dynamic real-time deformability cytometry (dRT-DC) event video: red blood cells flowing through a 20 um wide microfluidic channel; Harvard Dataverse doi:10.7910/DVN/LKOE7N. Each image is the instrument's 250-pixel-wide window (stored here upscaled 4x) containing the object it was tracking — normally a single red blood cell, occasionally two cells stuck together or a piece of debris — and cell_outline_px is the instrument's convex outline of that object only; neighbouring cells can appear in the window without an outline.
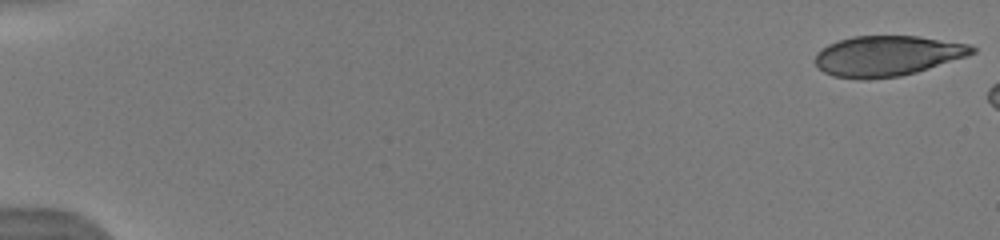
{"species": "human", "species_latin": "Homo sapiens", "temperature_condition": "warm", "stored_images_in_passage": 7, "camera_frame_rate_fps": 3000, "um_per_image_px": 0.085, "donor": {"sex": "male"}, "frame": {"image": 1, "passage_image": 1, "time_ms": 0.0, "image_size_px": [1000, 240], "cell_outline_px": [[976, 52], [968, 56], [916, 72], [900, 76], [864, 80], [832, 76], [824, 72], [816, 64], [816, 52], [828, 44], [852, 36], [916, 36], [968, 44], [976, 48]], "centroid_in_image_um": [75.4, 4.75], "position_along_channel_um": 9.6, "area_um2": 36.82}}